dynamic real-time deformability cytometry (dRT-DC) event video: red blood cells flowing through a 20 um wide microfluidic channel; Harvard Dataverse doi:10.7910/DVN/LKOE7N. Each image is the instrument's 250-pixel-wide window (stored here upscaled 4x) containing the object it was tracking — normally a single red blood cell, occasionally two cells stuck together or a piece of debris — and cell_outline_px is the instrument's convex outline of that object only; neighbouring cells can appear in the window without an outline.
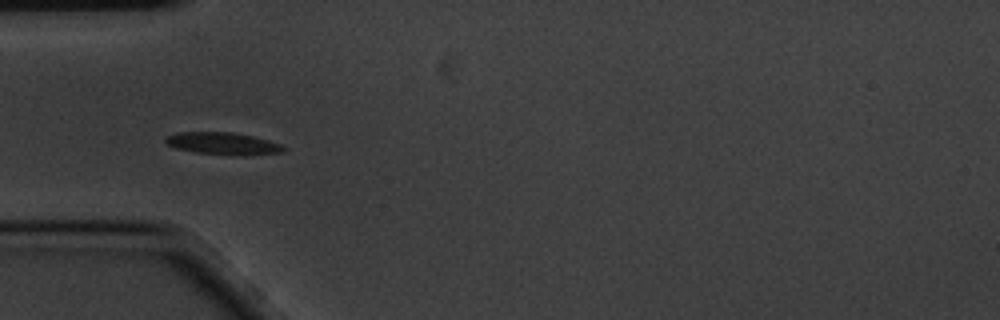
{"species": "common noctule bat (a hibernating species)", "species_latin": "Nyctalus noctula", "temperature_condition": "cold", "stored_images_in_passage": 10, "camera_frame_rate_fps": 3000, "um_per_image_px": 0.085, "animal": {"sex": "male", "body_mass_g": 20.1, "forearm_length_mm": 53.5}, "frame": {"image": 1, "passage_image": 4, "time_ms": 1.0, "image_size_px": [1000, 320], "cell_outline_px": [[288, 148], [284, 152], [244, 156], [236, 156], [196, 152], [176, 148], [168, 144], [164, 140], [168, 136], [176, 132], [232, 132], [252, 136], [268, 140], [280, 144]], "centroid_in_image_um": [19.0, 12.21], "position_along_channel_um": 66.0, "area_um2": 15.37}}
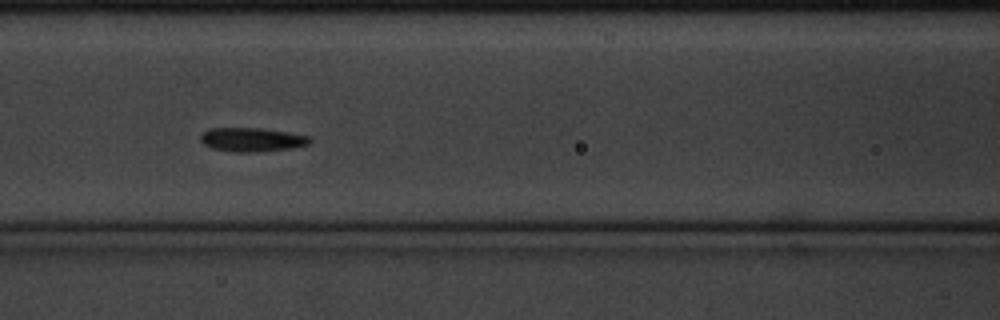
{"frame": {"image": 2, "passage_image": 6, "time_ms": 1.667, "image_size_px": [1000, 320], "cell_outline_px": [[312, 140], [308, 144], [292, 148], [256, 152], [232, 152], [212, 148], [204, 144], [200, 140], [200, 136], [208, 128], [264, 128], [288, 132], [308, 136]], "centroid_in_image_um": [21.4, 11.86], "position_along_channel_um": 145.2, "area_um2": 15.26}}
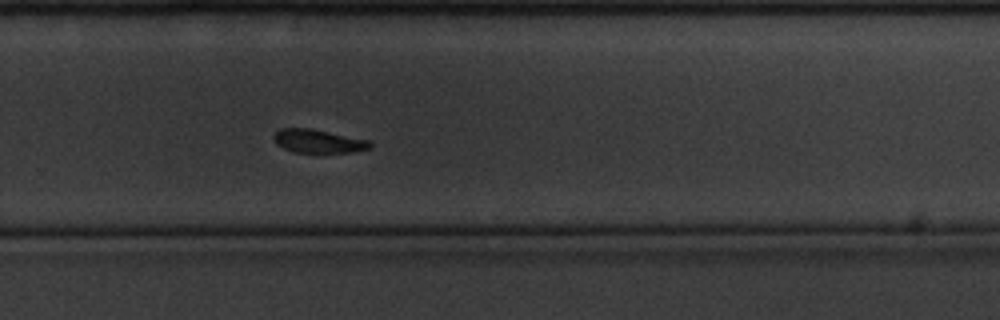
{"frame": {"image": 3, "passage_image": 10, "time_ms": 3.0, "image_size_px": [1000, 320], "cell_outline_px": [[372, 148], [352, 152], [292, 152], [276, 144], [272, 136], [280, 128], [312, 128], [372, 140]], "centroid_in_image_um": [27.09, 11.99], "position_along_channel_um": 302.7, "area_um2": 13.41}}